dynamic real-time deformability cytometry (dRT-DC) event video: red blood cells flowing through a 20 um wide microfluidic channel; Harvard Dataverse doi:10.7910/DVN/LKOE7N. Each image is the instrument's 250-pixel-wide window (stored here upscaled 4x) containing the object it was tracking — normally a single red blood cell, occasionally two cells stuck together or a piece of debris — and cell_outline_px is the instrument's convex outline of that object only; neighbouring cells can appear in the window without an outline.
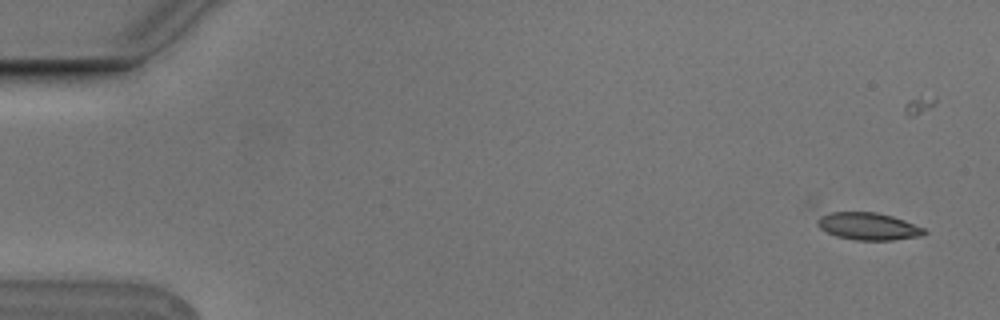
{"species": "Egyptian fruit bat (a non-hibernating species)", "species_latin": "Rousettus aegyptiacus", "temperature_condition": "cold", "stored_images_in_passage": 7, "segment_of_instrument_passage": [1, 2], "camera_frame_rate_fps": 3000, "um_per_image_px": 0.085, "animal": {"sex": "male"}, "frame": {"image": 1, "passage_image": 2, "time_ms": 0.333, "image_size_px": [1000, 320], "cell_outline_px": [[928, 232], [920, 236], [892, 240], [856, 240], [836, 236], [820, 228], [816, 224], [816, 212], [876, 212], [892, 216], [904, 220], [924, 228]], "centroid_in_image_um": [73.72, 19.21], "position_along_channel_um": 11.3, "area_um2": 17.28}}
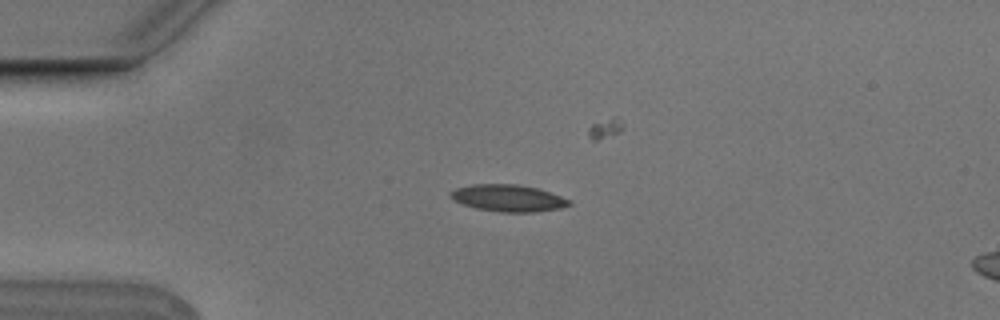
{"frame": {"image": 2, "passage_image": 5, "time_ms": 1.333, "image_size_px": [1000, 320], "cell_outline_px": [[572, 204], [560, 208], [536, 212], [500, 212], [476, 208], [452, 200], [448, 196], [448, 192], [456, 188], [472, 184], [516, 184], [536, 188], [572, 200]], "centroid_in_image_um": [43.16, 16.84], "position_along_channel_um": 41.8, "area_um2": 18.61}}